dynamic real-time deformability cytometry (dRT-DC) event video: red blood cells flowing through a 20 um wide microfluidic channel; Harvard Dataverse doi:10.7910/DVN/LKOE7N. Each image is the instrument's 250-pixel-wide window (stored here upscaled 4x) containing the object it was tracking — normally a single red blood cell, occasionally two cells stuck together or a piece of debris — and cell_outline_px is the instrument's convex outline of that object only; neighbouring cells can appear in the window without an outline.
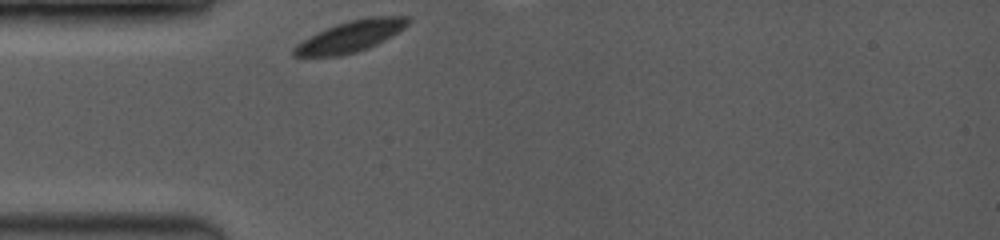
{"species": "common noctule bat (a hibernating species)", "species_latin": "Nyctalus noctula", "temperature_condition": "room temperature", "stored_images_in_passage": 7, "camera_frame_rate_fps": 3500, "um_per_image_px": 0.085, "animal": {"sex": "female", "body_mass_g": 19.0, "forearm_length_mm": 53.3}, "frame": {"image": 1, "passage_image": 1, "time_ms": 0.0, "image_size_px": [1000, 240], "cell_outline_px": [[412, 20], [404, 28], [384, 40], [368, 48], [356, 52], [340, 56], [292, 56], [292, 48], [296, 44], [316, 32], [336, 24], [348, 20], [372, 16], [408, 16]], "centroid_in_image_um": [29.79, 3.08], "position_along_channel_um": 55.2, "area_um2": 20.81}}
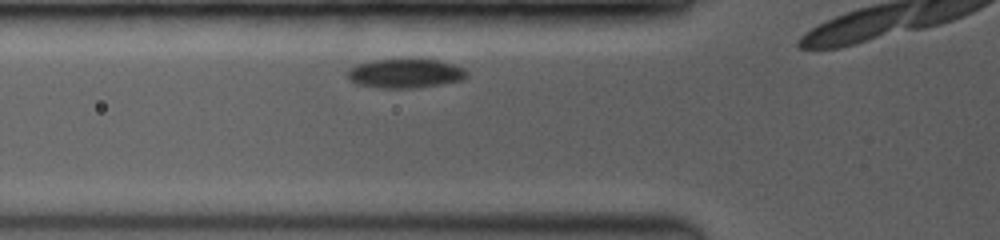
{"frame": {"image": 2, "passage_image": 4, "time_ms": 1.143, "image_size_px": [1000, 240], "cell_outline_px": [[468, 76], [460, 80], [440, 84], [412, 88], [380, 88], [356, 84], [348, 76], [348, 68], [356, 64], [372, 60], [440, 60], [464, 68], [468, 72]], "centroid_in_image_um": [34.44, 6.24], "position_along_channel_um": 91.4, "area_um2": 20.06}}
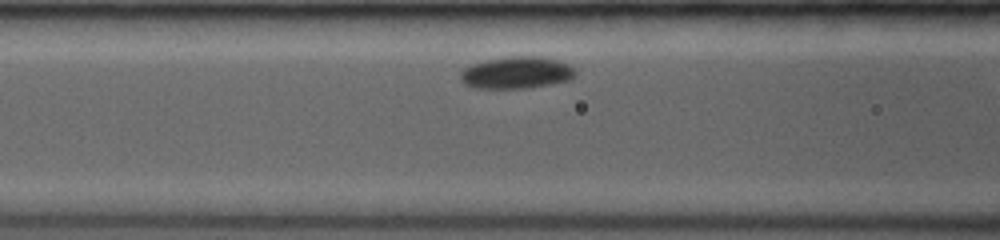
{"frame": {"image": 3, "passage_image": 6, "time_ms": 2.0, "image_size_px": [1000, 240], "cell_outline_px": [[576, 72], [568, 80], [528, 88], [476, 88], [464, 84], [460, 80], [460, 72], [464, 68], [472, 64], [488, 60], [512, 56], [540, 56], [556, 60], [568, 64]], "centroid_in_image_um": [43.85, 6.18], "position_along_channel_um": 122.7, "area_um2": 21.15}}